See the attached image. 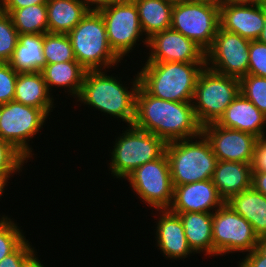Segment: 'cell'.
I'll return each mask as SVG.
<instances>
[{"label":"cell","mask_w":266,"mask_h":267,"mask_svg":"<svg viewBox=\"0 0 266 267\" xmlns=\"http://www.w3.org/2000/svg\"><path fill=\"white\" fill-rule=\"evenodd\" d=\"M220 27L248 40H257L263 30L264 2L229 0L219 7Z\"/></svg>","instance_id":"obj_16"},{"label":"cell","mask_w":266,"mask_h":267,"mask_svg":"<svg viewBox=\"0 0 266 267\" xmlns=\"http://www.w3.org/2000/svg\"><path fill=\"white\" fill-rule=\"evenodd\" d=\"M212 181L227 203L235 194L251 188L252 164L218 160Z\"/></svg>","instance_id":"obj_20"},{"label":"cell","mask_w":266,"mask_h":267,"mask_svg":"<svg viewBox=\"0 0 266 267\" xmlns=\"http://www.w3.org/2000/svg\"><path fill=\"white\" fill-rule=\"evenodd\" d=\"M219 26L217 5L195 0L173 5L170 28L194 41L205 52L212 47Z\"/></svg>","instance_id":"obj_8"},{"label":"cell","mask_w":266,"mask_h":267,"mask_svg":"<svg viewBox=\"0 0 266 267\" xmlns=\"http://www.w3.org/2000/svg\"><path fill=\"white\" fill-rule=\"evenodd\" d=\"M49 116L44 110L10 101L0 105V138L12 144L26 158H32L28 144ZM32 149V150H31Z\"/></svg>","instance_id":"obj_9"},{"label":"cell","mask_w":266,"mask_h":267,"mask_svg":"<svg viewBox=\"0 0 266 267\" xmlns=\"http://www.w3.org/2000/svg\"><path fill=\"white\" fill-rule=\"evenodd\" d=\"M224 203L212 179H208L174 186L172 204L168 209L173 213L207 212L213 214V211Z\"/></svg>","instance_id":"obj_17"},{"label":"cell","mask_w":266,"mask_h":267,"mask_svg":"<svg viewBox=\"0 0 266 267\" xmlns=\"http://www.w3.org/2000/svg\"><path fill=\"white\" fill-rule=\"evenodd\" d=\"M27 160L12 144L0 138V173H20Z\"/></svg>","instance_id":"obj_33"},{"label":"cell","mask_w":266,"mask_h":267,"mask_svg":"<svg viewBox=\"0 0 266 267\" xmlns=\"http://www.w3.org/2000/svg\"><path fill=\"white\" fill-rule=\"evenodd\" d=\"M249 47L250 40L219 26L213 45L206 52V66L217 73L240 79L248 74Z\"/></svg>","instance_id":"obj_13"},{"label":"cell","mask_w":266,"mask_h":267,"mask_svg":"<svg viewBox=\"0 0 266 267\" xmlns=\"http://www.w3.org/2000/svg\"><path fill=\"white\" fill-rule=\"evenodd\" d=\"M48 32L68 34L90 10L86 0H47Z\"/></svg>","instance_id":"obj_22"},{"label":"cell","mask_w":266,"mask_h":267,"mask_svg":"<svg viewBox=\"0 0 266 267\" xmlns=\"http://www.w3.org/2000/svg\"><path fill=\"white\" fill-rule=\"evenodd\" d=\"M146 62H206V52L180 32L167 29L148 38Z\"/></svg>","instance_id":"obj_15"},{"label":"cell","mask_w":266,"mask_h":267,"mask_svg":"<svg viewBox=\"0 0 266 267\" xmlns=\"http://www.w3.org/2000/svg\"><path fill=\"white\" fill-rule=\"evenodd\" d=\"M184 226V233L193 253L205 252V255H214L212 240V213L186 212L176 213Z\"/></svg>","instance_id":"obj_23"},{"label":"cell","mask_w":266,"mask_h":267,"mask_svg":"<svg viewBox=\"0 0 266 267\" xmlns=\"http://www.w3.org/2000/svg\"><path fill=\"white\" fill-rule=\"evenodd\" d=\"M242 260L239 261L238 267H266V257L262 256L255 248L247 253Z\"/></svg>","instance_id":"obj_39"},{"label":"cell","mask_w":266,"mask_h":267,"mask_svg":"<svg viewBox=\"0 0 266 267\" xmlns=\"http://www.w3.org/2000/svg\"><path fill=\"white\" fill-rule=\"evenodd\" d=\"M259 42L266 44V4L264 2V24L263 30L261 31L260 36L257 39Z\"/></svg>","instance_id":"obj_45"},{"label":"cell","mask_w":266,"mask_h":267,"mask_svg":"<svg viewBox=\"0 0 266 267\" xmlns=\"http://www.w3.org/2000/svg\"><path fill=\"white\" fill-rule=\"evenodd\" d=\"M21 227L7 216L0 219V261L13 253L25 240Z\"/></svg>","instance_id":"obj_30"},{"label":"cell","mask_w":266,"mask_h":267,"mask_svg":"<svg viewBox=\"0 0 266 267\" xmlns=\"http://www.w3.org/2000/svg\"><path fill=\"white\" fill-rule=\"evenodd\" d=\"M239 82L240 93L266 115V78L247 74Z\"/></svg>","instance_id":"obj_31"},{"label":"cell","mask_w":266,"mask_h":267,"mask_svg":"<svg viewBox=\"0 0 266 267\" xmlns=\"http://www.w3.org/2000/svg\"><path fill=\"white\" fill-rule=\"evenodd\" d=\"M138 72L140 86L150 95L176 102H192L206 62H145Z\"/></svg>","instance_id":"obj_3"},{"label":"cell","mask_w":266,"mask_h":267,"mask_svg":"<svg viewBox=\"0 0 266 267\" xmlns=\"http://www.w3.org/2000/svg\"><path fill=\"white\" fill-rule=\"evenodd\" d=\"M197 138L199 140H196ZM165 153L173 186L212 179L218 162L209 140L203 133L198 137L168 142Z\"/></svg>","instance_id":"obj_4"},{"label":"cell","mask_w":266,"mask_h":267,"mask_svg":"<svg viewBox=\"0 0 266 267\" xmlns=\"http://www.w3.org/2000/svg\"><path fill=\"white\" fill-rule=\"evenodd\" d=\"M218 160L252 164L258 138L250 133L210 123L202 127Z\"/></svg>","instance_id":"obj_14"},{"label":"cell","mask_w":266,"mask_h":267,"mask_svg":"<svg viewBox=\"0 0 266 267\" xmlns=\"http://www.w3.org/2000/svg\"><path fill=\"white\" fill-rule=\"evenodd\" d=\"M138 9L140 24L145 39L144 44H148V38L157 32H161L171 27V16L173 3L165 0H133Z\"/></svg>","instance_id":"obj_26"},{"label":"cell","mask_w":266,"mask_h":267,"mask_svg":"<svg viewBox=\"0 0 266 267\" xmlns=\"http://www.w3.org/2000/svg\"><path fill=\"white\" fill-rule=\"evenodd\" d=\"M248 74L266 78V44L251 40Z\"/></svg>","instance_id":"obj_35"},{"label":"cell","mask_w":266,"mask_h":267,"mask_svg":"<svg viewBox=\"0 0 266 267\" xmlns=\"http://www.w3.org/2000/svg\"><path fill=\"white\" fill-rule=\"evenodd\" d=\"M9 15L19 34L48 33L47 4L15 9Z\"/></svg>","instance_id":"obj_28"},{"label":"cell","mask_w":266,"mask_h":267,"mask_svg":"<svg viewBox=\"0 0 266 267\" xmlns=\"http://www.w3.org/2000/svg\"><path fill=\"white\" fill-rule=\"evenodd\" d=\"M124 1H128V0H86L89 8L92 10H99L100 8H102L104 6L116 4V3H120V2H124ZM91 6H93V7H91Z\"/></svg>","instance_id":"obj_41"},{"label":"cell","mask_w":266,"mask_h":267,"mask_svg":"<svg viewBox=\"0 0 266 267\" xmlns=\"http://www.w3.org/2000/svg\"><path fill=\"white\" fill-rule=\"evenodd\" d=\"M227 204L251 224L258 238L266 237V196L251 187L235 194Z\"/></svg>","instance_id":"obj_24"},{"label":"cell","mask_w":266,"mask_h":267,"mask_svg":"<svg viewBox=\"0 0 266 267\" xmlns=\"http://www.w3.org/2000/svg\"><path fill=\"white\" fill-rule=\"evenodd\" d=\"M216 124L250 133L258 139L264 138L266 133V115L241 93L226 108Z\"/></svg>","instance_id":"obj_19"},{"label":"cell","mask_w":266,"mask_h":267,"mask_svg":"<svg viewBox=\"0 0 266 267\" xmlns=\"http://www.w3.org/2000/svg\"><path fill=\"white\" fill-rule=\"evenodd\" d=\"M195 1H201V2H206V3H211L217 6H222L223 4H225L226 2H228L229 0H195Z\"/></svg>","instance_id":"obj_46"},{"label":"cell","mask_w":266,"mask_h":267,"mask_svg":"<svg viewBox=\"0 0 266 267\" xmlns=\"http://www.w3.org/2000/svg\"><path fill=\"white\" fill-rule=\"evenodd\" d=\"M17 77L8 62H0V105L13 101Z\"/></svg>","instance_id":"obj_34"},{"label":"cell","mask_w":266,"mask_h":267,"mask_svg":"<svg viewBox=\"0 0 266 267\" xmlns=\"http://www.w3.org/2000/svg\"><path fill=\"white\" fill-rule=\"evenodd\" d=\"M133 126L156 135L166 143L198 137L202 133L192 102L159 99L141 86L136 94Z\"/></svg>","instance_id":"obj_1"},{"label":"cell","mask_w":266,"mask_h":267,"mask_svg":"<svg viewBox=\"0 0 266 267\" xmlns=\"http://www.w3.org/2000/svg\"><path fill=\"white\" fill-rule=\"evenodd\" d=\"M46 3L47 0H0V10L10 14L15 9Z\"/></svg>","instance_id":"obj_38"},{"label":"cell","mask_w":266,"mask_h":267,"mask_svg":"<svg viewBox=\"0 0 266 267\" xmlns=\"http://www.w3.org/2000/svg\"><path fill=\"white\" fill-rule=\"evenodd\" d=\"M46 82L49 92L53 87H66L74 98H77L86 73V69L77 61H67L53 64H46L40 71ZM69 90V91H68Z\"/></svg>","instance_id":"obj_27"},{"label":"cell","mask_w":266,"mask_h":267,"mask_svg":"<svg viewBox=\"0 0 266 267\" xmlns=\"http://www.w3.org/2000/svg\"><path fill=\"white\" fill-rule=\"evenodd\" d=\"M214 256L234 252L250 253L259 240L251 224L224 203L212 214Z\"/></svg>","instance_id":"obj_11"},{"label":"cell","mask_w":266,"mask_h":267,"mask_svg":"<svg viewBox=\"0 0 266 267\" xmlns=\"http://www.w3.org/2000/svg\"><path fill=\"white\" fill-rule=\"evenodd\" d=\"M50 94L41 72L18 73L13 101L39 108L49 115L55 108Z\"/></svg>","instance_id":"obj_21"},{"label":"cell","mask_w":266,"mask_h":267,"mask_svg":"<svg viewBox=\"0 0 266 267\" xmlns=\"http://www.w3.org/2000/svg\"><path fill=\"white\" fill-rule=\"evenodd\" d=\"M12 174L13 173H0V198L1 195H3L2 193L4 192V188Z\"/></svg>","instance_id":"obj_44"},{"label":"cell","mask_w":266,"mask_h":267,"mask_svg":"<svg viewBox=\"0 0 266 267\" xmlns=\"http://www.w3.org/2000/svg\"><path fill=\"white\" fill-rule=\"evenodd\" d=\"M35 251L23 262L21 267H45L36 256Z\"/></svg>","instance_id":"obj_42"},{"label":"cell","mask_w":266,"mask_h":267,"mask_svg":"<svg viewBox=\"0 0 266 267\" xmlns=\"http://www.w3.org/2000/svg\"><path fill=\"white\" fill-rule=\"evenodd\" d=\"M19 40V33L9 14L0 10V62H8Z\"/></svg>","instance_id":"obj_32"},{"label":"cell","mask_w":266,"mask_h":267,"mask_svg":"<svg viewBox=\"0 0 266 267\" xmlns=\"http://www.w3.org/2000/svg\"><path fill=\"white\" fill-rule=\"evenodd\" d=\"M251 187L266 196V171L252 172Z\"/></svg>","instance_id":"obj_40"},{"label":"cell","mask_w":266,"mask_h":267,"mask_svg":"<svg viewBox=\"0 0 266 267\" xmlns=\"http://www.w3.org/2000/svg\"><path fill=\"white\" fill-rule=\"evenodd\" d=\"M67 35L76 61L86 70L114 67L121 60L110 48L105 22L98 10L90 9Z\"/></svg>","instance_id":"obj_5"},{"label":"cell","mask_w":266,"mask_h":267,"mask_svg":"<svg viewBox=\"0 0 266 267\" xmlns=\"http://www.w3.org/2000/svg\"><path fill=\"white\" fill-rule=\"evenodd\" d=\"M255 249L264 257H266V237L259 238Z\"/></svg>","instance_id":"obj_43"},{"label":"cell","mask_w":266,"mask_h":267,"mask_svg":"<svg viewBox=\"0 0 266 267\" xmlns=\"http://www.w3.org/2000/svg\"><path fill=\"white\" fill-rule=\"evenodd\" d=\"M25 240L13 253L0 261V267H21L23 262L35 251L34 247Z\"/></svg>","instance_id":"obj_36"},{"label":"cell","mask_w":266,"mask_h":267,"mask_svg":"<svg viewBox=\"0 0 266 267\" xmlns=\"http://www.w3.org/2000/svg\"><path fill=\"white\" fill-rule=\"evenodd\" d=\"M8 64L18 73L40 72L46 65L43 34H19V40Z\"/></svg>","instance_id":"obj_25"},{"label":"cell","mask_w":266,"mask_h":267,"mask_svg":"<svg viewBox=\"0 0 266 267\" xmlns=\"http://www.w3.org/2000/svg\"><path fill=\"white\" fill-rule=\"evenodd\" d=\"M266 171V136L258 139L254 148L252 172Z\"/></svg>","instance_id":"obj_37"},{"label":"cell","mask_w":266,"mask_h":267,"mask_svg":"<svg viewBox=\"0 0 266 267\" xmlns=\"http://www.w3.org/2000/svg\"><path fill=\"white\" fill-rule=\"evenodd\" d=\"M128 128L116 138L110 152L109 169L116 179H125L141 165L160 158L166 150L167 143L163 139L133 125Z\"/></svg>","instance_id":"obj_6"},{"label":"cell","mask_w":266,"mask_h":267,"mask_svg":"<svg viewBox=\"0 0 266 267\" xmlns=\"http://www.w3.org/2000/svg\"><path fill=\"white\" fill-rule=\"evenodd\" d=\"M165 1H168V2H171L173 4H176V3H180V2H185L186 0H165Z\"/></svg>","instance_id":"obj_47"},{"label":"cell","mask_w":266,"mask_h":267,"mask_svg":"<svg viewBox=\"0 0 266 267\" xmlns=\"http://www.w3.org/2000/svg\"><path fill=\"white\" fill-rule=\"evenodd\" d=\"M118 77L100 70H86L77 102L84 103L132 126L135 120L136 94L140 86L139 75L128 90ZM121 82V83H120ZM79 99V100H78Z\"/></svg>","instance_id":"obj_2"},{"label":"cell","mask_w":266,"mask_h":267,"mask_svg":"<svg viewBox=\"0 0 266 267\" xmlns=\"http://www.w3.org/2000/svg\"><path fill=\"white\" fill-rule=\"evenodd\" d=\"M234 1H255V2H265V0H234Z\"/></svg>","instance_id":"obj_48"},{"label":"cell","mask_w":266,"mask_h":267,"mask_svg":"<svg viewBox=\"0 0 266 267\" xmlns=\"http://www.w3.org/2000/svg\"><path fill=\"white\" fill-rule=\"evenodd\" d=\"M103 17L110 48L122 59L132 52L143 35L138 9L133 0L104 6L98 10Z\"/></svg>","instance_id":"obj_12"},{"label":"cell","mask_w":266,"mask_h":267,"mask_svg":"<svg viewBox=\"0 0 266 267\" xmlns=\"http://www.w3.org/2000/svg\"><path fill=\"white\" fill-rule=\"evenodd\" d=\"M126 179L139 198L156 211L171 206L174 186L166 153L141 165L129 174L125 181Z\"/></svg>","instance_id":"obj_10"},{"label":"cell","mask_w":266,"mask_h":267,"mask_svg":"<svg viewBox=\"0 0 266 267\" xmlns=\"http://www.w3.org/2000/svg\"><path fill=\"white\" fill-rule=\"evenodd\" d=\"M239 93L238 78L217 73L205 66L198 77L192 101L199 124L203 127L216 123Z\"/></svg>","instance_id":"obj_7"},{"label":"cell","mask_w":266,"mask_h":267,"mask_svg":"<svg viewBox=\"0 0 266 267\" xmlns=\"http://www.w3.org/2000/svg\"><path fill=\"white\" fill-rule=\"evenodd\" d=\"M156 223L157 247L168 259H185L193 253L189 247L180 216L169 209H160ZM162 213V214H161Z\"/></svg>","instance_id":"obj_18"},{"label":"cell","mask_w":266,"mask_h":267,"mask_svg":"<svg viewBox=\"0 0 266 267\" xmlns=\"http://www.w3.org/2000/svg\"><path fill=\"white\" fill-rule=\"evenodd\" d=\"M43 55L46 64L76 61L70 38L67 34H43Z\"/></svg>","instance_id":"obj_29"}]
</instances>
